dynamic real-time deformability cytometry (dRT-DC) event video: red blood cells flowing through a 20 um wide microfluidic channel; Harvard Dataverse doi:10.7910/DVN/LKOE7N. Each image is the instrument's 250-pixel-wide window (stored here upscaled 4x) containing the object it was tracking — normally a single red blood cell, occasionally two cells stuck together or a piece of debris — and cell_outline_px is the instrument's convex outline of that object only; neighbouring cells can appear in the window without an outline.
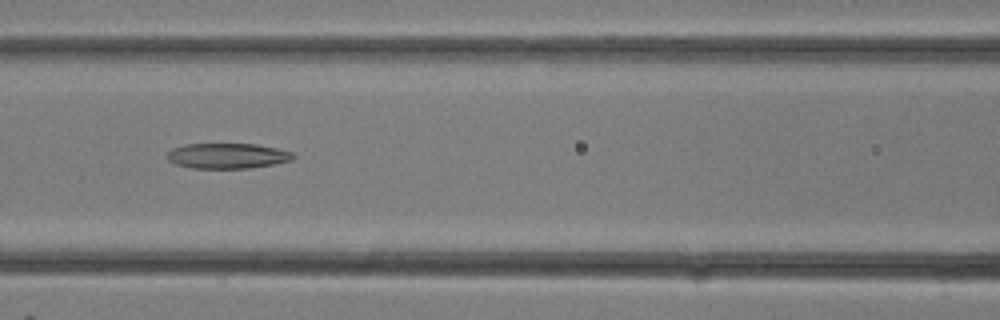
{"species": "common noctule bat (a hibernating species)", "species_latin": "Nyctalus noctula", "temperature_condition": "room temperature", "stored_images_in_passage": 28, "camera_frame_rate_fps": 3000, "um_per_image_px": 0.085, "animal": {"sex": "female"}, "frame": {"image": 1, "passage_image": 11, "time_ms": 3.333, "image_size_px": [1000, 320], "cell_outline_px": [[296, 156], [292, 160], [272, 164], [248, 168], [192, 168], [176, 164], [168, 160], [164, 156], [172, 148], [184, 144], [256, 144], [276, 148], [292, 152]], "centroid_in_image_um": [19.29, 13.24], "position_along_channel_um": 147.3, "area_um2": 18.61}}
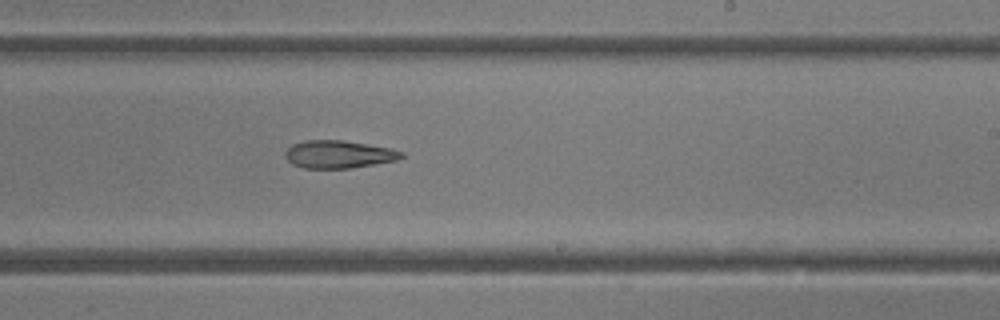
{"frame": {"image": 2, "passage_image": 16, "time_ms": 5.0, "image_size_px": [1000, 320], "cell_outline_px": [[404, 156], [396, 160], [352, 168], [304, 168], [292, 164], [284, 156], [284, 152], [292, 144], [304, 140], [344, 140], [392, 148], [404, 152]], "centroid_in_image_um": [28.78, 13.11], "position_along_channel_um": 260.2, "area_um2": 18.9}}
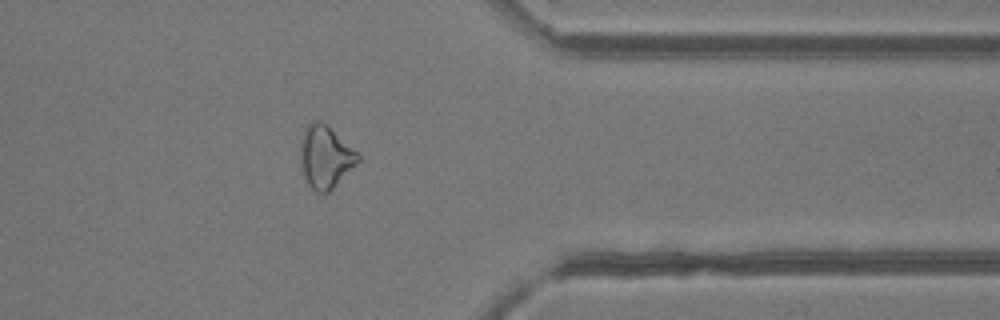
{"frame": {"image": 3, "passage_image": 22, "time_ms": 7.0, "image_size_px": [1000, 320], "cell_outline_px": [[360, 160], [328, 192], [316, 192], [308, 184], [304, 176], [300, 160], [300, 148], [304, 128], [312, 120], [320, 120], [328, 124], [360, 152]], "centroid_in_image_um": [27.67, 13.27], "position_along_channel_um": 383.7, "area_um2": 21.21}}